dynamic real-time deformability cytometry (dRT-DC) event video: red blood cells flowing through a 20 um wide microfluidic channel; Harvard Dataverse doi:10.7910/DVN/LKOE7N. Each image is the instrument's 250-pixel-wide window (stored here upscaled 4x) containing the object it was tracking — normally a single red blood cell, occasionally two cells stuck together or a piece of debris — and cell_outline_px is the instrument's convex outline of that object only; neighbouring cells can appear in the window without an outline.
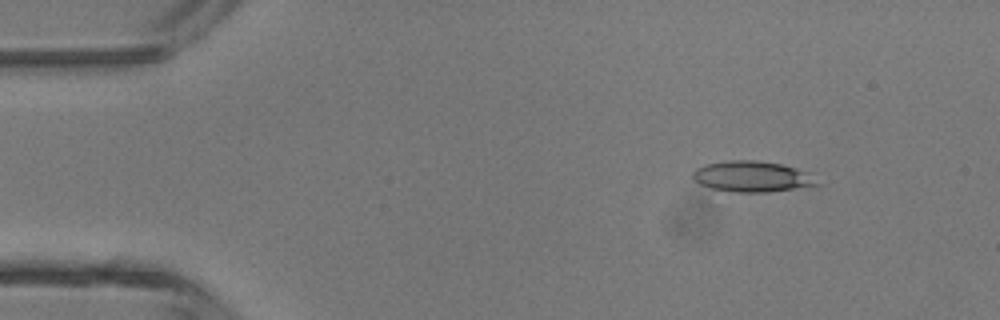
{"species": "common noctule bat (a hibernating species)", "species_latin": "Nyctalus noctula", "temperature_condition": "room temperature", "stored_images_in_passage": 3, "camera_frame_rate_fps": 3000, "um_per_image_px": 0.085, "animal": {"sex": "male", "body_mass_g": 13.3}, "frame": {"image": 1, "passage_image": 1, "time_ms": 0.0, "image_size_px": [1000, 320], "cell_outline_px": [[820, 184], [768, 192], [736, 192], [712, 188], [700, 184], [692, 180], [692, 172], [696, 168], [704, 164], [728, 160], [756, 160], [780, 164], [796, 168], [808, 172]], "centroid_in_image_um": [63.86, 14.99], "position_along_channel_um": 21.1, "area_um2": 22.2}}